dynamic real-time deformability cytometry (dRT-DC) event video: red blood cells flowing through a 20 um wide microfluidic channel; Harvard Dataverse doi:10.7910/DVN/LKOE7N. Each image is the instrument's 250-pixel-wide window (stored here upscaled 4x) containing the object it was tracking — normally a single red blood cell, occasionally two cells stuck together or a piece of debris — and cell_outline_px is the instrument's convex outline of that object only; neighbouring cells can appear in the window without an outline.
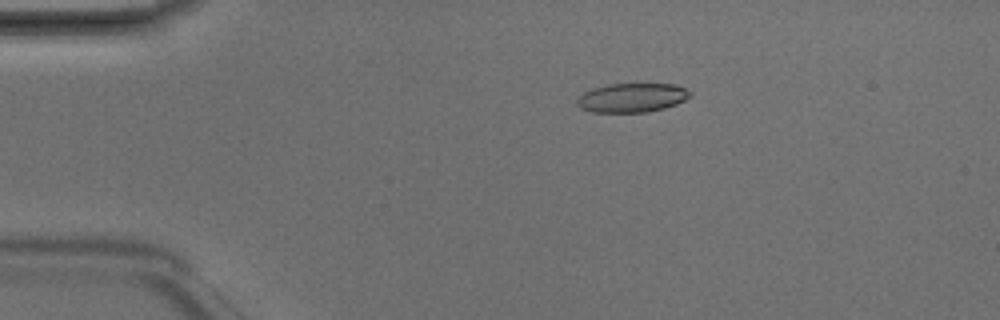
{"species": "Egyptian fruit bat (a non-hibernating species)", "species_latin": "Rousettus aegyptiacus", "temperature_condition": "room temperature", "stored_images_in_passage": 4, "camera_frame_rate_fps": 3000, "um_per_image_px": 0.085, "animal": {"sex": "male"}, "frame": {"image": 1, "passage_image": 2, "time_ms": 0.333, "image_size_px": [1000, 320], "cell_outline_px": [[692, 96], [676, 104], [664, 108], [648, 112], [592, 112], [580, 108], [576, 104], [576, 100], [584, 92], [592, 88], [608, 84], [676, 84], [692, 92]], "centroid_in_image_um": [53.72, 8.3], "position_along_channel_um": 31.3, "area_um2": 19.25}}
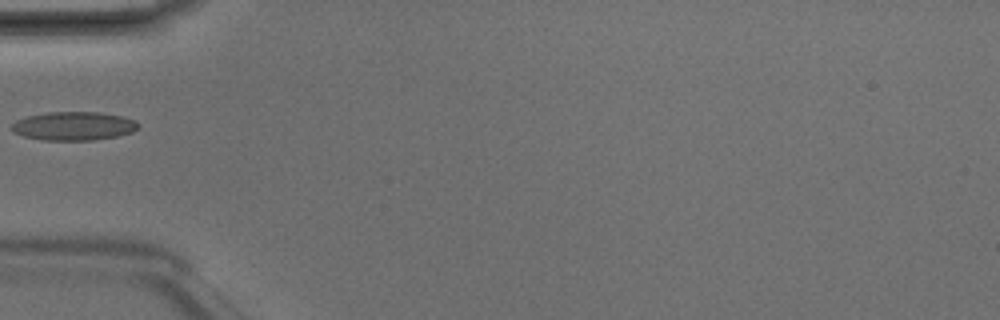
{"frame": {"image": 2, "passage_image": 4, "time_ms": 1.0, "image_size_px": [1000, 320], "cell_outline_px": [[140, 124], [132, 132], [116, 136], [92, 140], [40, 140], [24, 136], [12, 132], [12, 124], [16, 120], [28, 116], [48, 112], [100, 112], [124, 116], [136, 120]], "centroid_in_image_um": [6.27, 10.7], "position_along_channel_um": 78.7, "area_um2": 21.15}}